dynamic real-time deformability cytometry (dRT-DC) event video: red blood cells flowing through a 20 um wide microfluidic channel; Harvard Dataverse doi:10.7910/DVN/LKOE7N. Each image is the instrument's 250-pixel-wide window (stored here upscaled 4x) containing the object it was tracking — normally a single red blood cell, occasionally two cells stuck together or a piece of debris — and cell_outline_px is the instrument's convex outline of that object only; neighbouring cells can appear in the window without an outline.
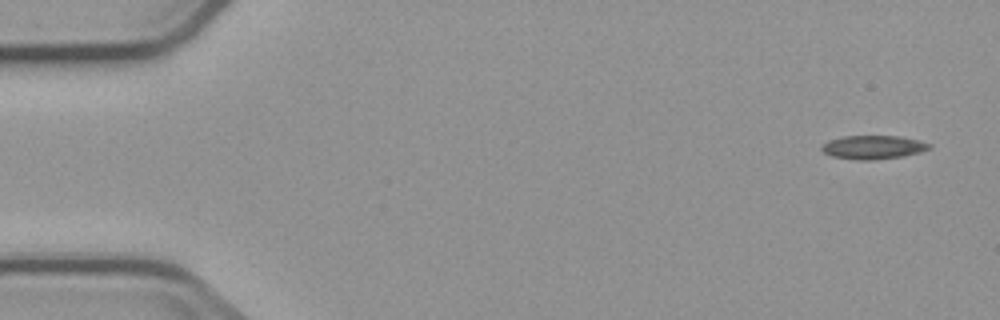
{"species": "common noctule bat (a hibernating species)", "species_latin": "Nyctalus noctula", "temperature_condition": "cold", "stored_images_in_passage": 6, "segment_of_instrument_passage": [1, 2], "camera_frame_rate_fps": 3000, "um_per_image_px": 0.085, "animal": {"sex": "male", "body_mass_g": 23.1, "forearm_length_mm": 52.7}, "frame": {"image": 1, "passage_image": 1, "time_ms": 0.0, "image_size_px": [1000, 320], "cell_outline_px": [[932, 148], [920, 152], [904, 156], [872, 160], [856, 160], [832, 156], [824, 152], [820, 148], [828, 140], [844, 136], [900, 136], [932, 144]], "centroid_in_image_um": [74.23, 12.52], "position_along_channel_um": 10.8, "area_um2": 14.8}}